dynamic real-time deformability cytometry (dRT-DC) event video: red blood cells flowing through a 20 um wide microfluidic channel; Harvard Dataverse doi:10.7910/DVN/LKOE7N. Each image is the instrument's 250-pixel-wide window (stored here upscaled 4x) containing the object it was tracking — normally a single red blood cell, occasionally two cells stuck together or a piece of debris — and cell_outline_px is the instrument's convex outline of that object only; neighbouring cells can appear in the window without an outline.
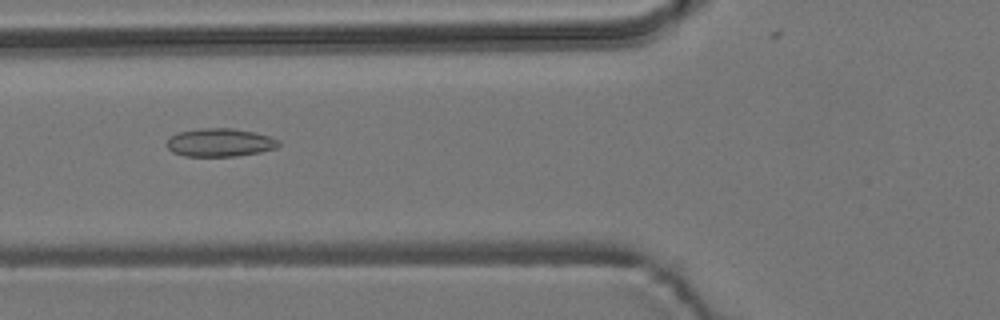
{"species": "common noctule bat (a hibernating species)", "species_latin": "Nyctalus noctula", "temperature_condition": "room temperature", "stored_images_in_passage": 7, "camera_frame_rate_fps": 3000, "um_per_image_px": 0.085, "animal": {"sex": "male", "body_mass_g": 19.2, "forearm_length_mm": 51.8}, "frame": {"image": 1, "passage_image": 6, "time_ms": 1.667, "image_size_px": [1000, 320], "cell_outline_px": [[280, 144], [276, 148], [260, 152], [236, 156], [184, 156], [172, 152], [164, 144], [168, 136], [180, 132], [200, 128], [232, 128], [256, 132], [280, 140]], "centroid_in_image_um": [18.66, 12.11], "position_along_channel_um": 107.1, "area_um2": 18.61}}
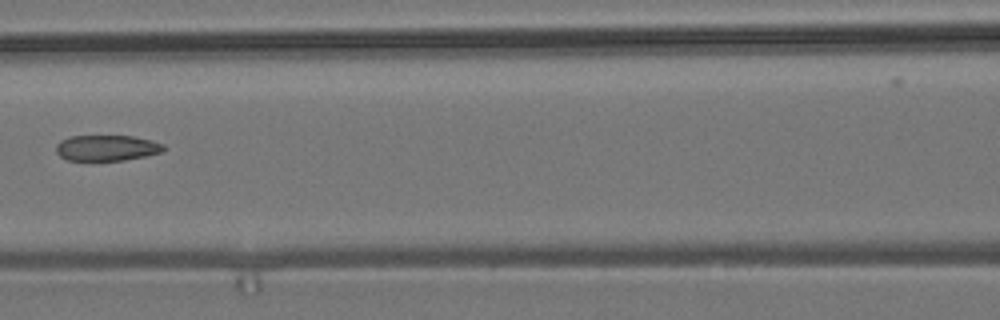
{"frame": {"image": 2, "passage_image": 7, "time_ms": 2.0, "image_size_px": [1000, 320], "cell_outline_px": [[168, 148], [164, 152], [148, 156], [124, 160], [68, 160], [60, 156], [56, 152], [56, 144], [60, 140], [72, 136], [132, 136], [152, 140], [164, 144]], "centroid_in_image_um": [9.14, 12.57], "position_along_channel_um": 157.5, "area_um2": 16.36}}